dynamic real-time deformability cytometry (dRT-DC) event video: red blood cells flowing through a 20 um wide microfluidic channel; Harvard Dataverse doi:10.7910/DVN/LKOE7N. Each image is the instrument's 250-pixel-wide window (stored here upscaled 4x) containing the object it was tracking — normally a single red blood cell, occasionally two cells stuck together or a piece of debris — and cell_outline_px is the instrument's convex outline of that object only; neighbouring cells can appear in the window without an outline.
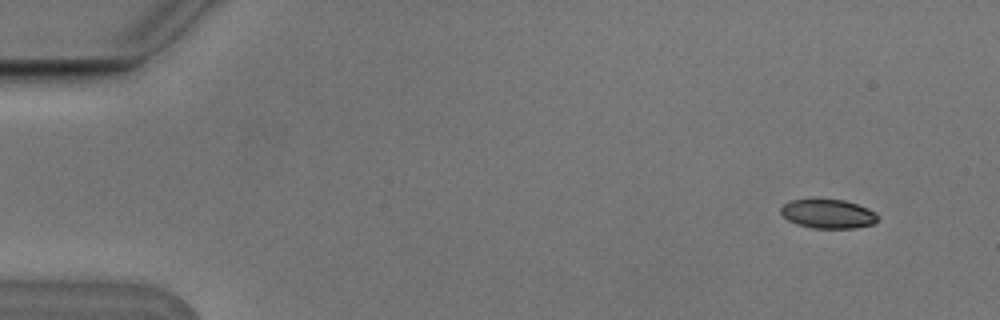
{"species": "Egyptian fruit bat (a non-hibernating species)", "species_latin": "Rousettus aegyptiacus", "temperature_condition": "cold", "stored_images_in_passage": 6, "camera_frame_rate_fps": 3000, "um_per_image_px": 0.085, "animal": {"sex": "male"}, "frame": {"image": 1, "passage_image": 2, "time_ms": 0.333, "image_size_px": [1000, 320], "cell_outline_px": [[880, 216], [872, 224], [852, 228], [812, 228], [796, 224], [788, 220], [780, 212], [780, 208], [784, 204], [792, 200], [844, 200], [868, 208], [876, 212]], "centroid_in_image_um": [70.39, 18.18], "position_along_channel_um": 14.6, "area_um2": 16.24}}
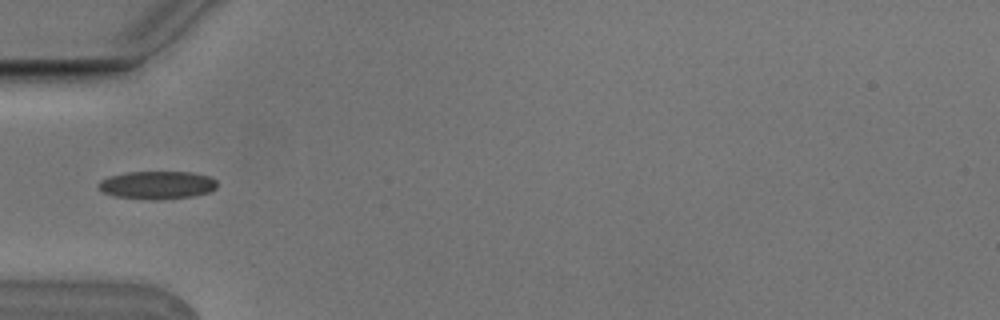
{"frame": {"image": 2, "passage_image": 6, "time_ms": 1.667, "image_size_px": [1000, 320], "cell_outline_px": [[216, 188], [208, 192], [192, 196], [160, 200], [152, 200], [116, 196], [104, 192], [96, 184], [100, 180], [108, 176], [124, 172], [192, 172], [208, 176], [216, 180]], "centroid_in_image_um": [13.34, 15.72], "position_along_channel_um": 71.7, "area_um2": 19.36}}